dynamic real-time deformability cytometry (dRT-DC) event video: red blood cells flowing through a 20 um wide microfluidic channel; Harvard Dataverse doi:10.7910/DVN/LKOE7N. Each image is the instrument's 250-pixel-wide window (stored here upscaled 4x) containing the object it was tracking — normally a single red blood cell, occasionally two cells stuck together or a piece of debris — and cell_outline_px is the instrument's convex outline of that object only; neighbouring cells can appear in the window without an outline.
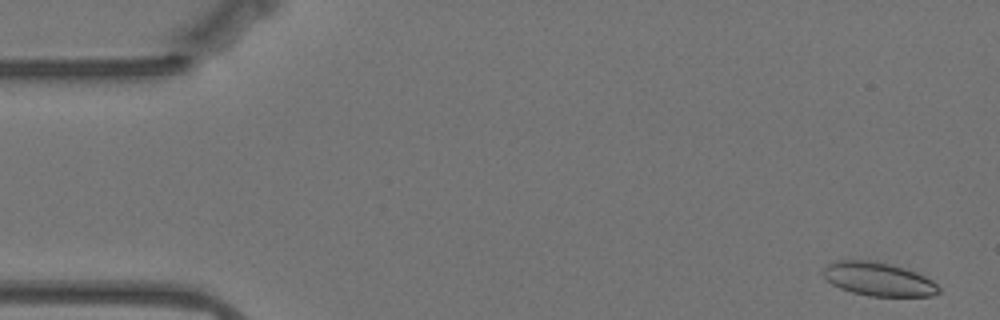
{"species": "Egyptian fruit bat (a non-hibernating species)", "species_latin": "Rousettus aegyptiacus", "temperature_condition": "warm", "stored_images_in_passage": 57, "camera_frame_rate_fps": 3000, "um_per_image_px": 0.085, "animal": {"sex": "female"}, "frame": {"image": 1, "passage_image": 2, "time_ms": 0.333, "image_size_px": [1000, 320], "cell_outline_px": [[940, 292], [932, 296], [868, 296], [852, 292], [840, 288], [832, 284], [820, 272], [828, 264], [836, 260], [868, 260], [888, 264], [904, 268], [924, 276], [932, 280], [940, 288]], "centroid_in_image_um": [74.64, 23.73], "position_along_channel_um": 10.4, "area_um2": 22.48}}
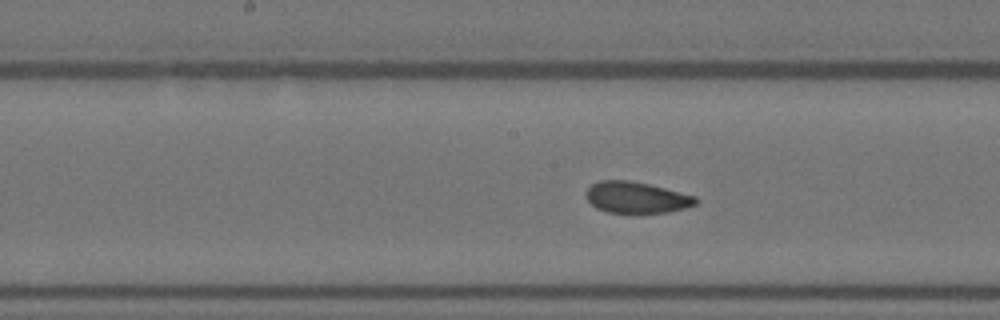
{"frame": {"image": 2, "passage_image": 28, "time_ms": 9.0, "image_size_px": [1000, 320], "cell_outline_px": [[700, 200], [696, 204], [684, 208], [668, 212], [608, 212], [596, 208], [588, 200], [588, 188], [592, 184], [600, 180], [628, 180], [648, 184], [696, 196]], "centroid_in_image_um": [54.13, 16.78], "position_along_channel_um": 194.1, "area_um2": 19.65}}
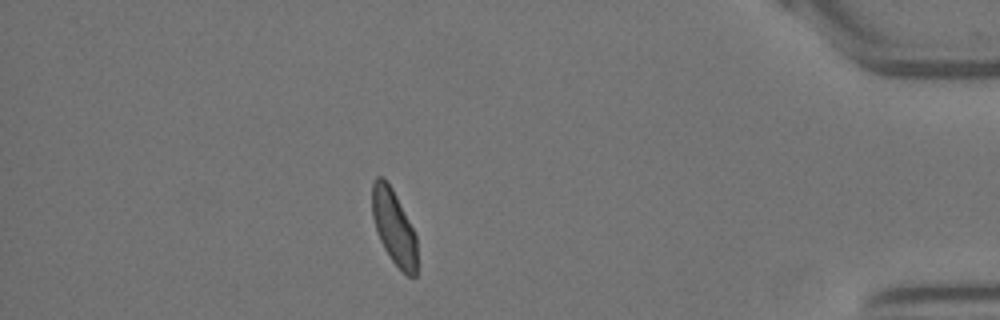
{"frame": {"image": 3, "passage_image": 50, "time_ms": 16.333, "image_size_px": [1000, 320], "cell_outline_px": [[416, 276], [408, 276], [392, 260], [384, 248], [380, 240], [372, 216], [372, 180], [376, 176], [380, 176], [392, 188], [416, 236]], "centroid_in_image_um": [33.46, 19.29], "position_along_channel_um": 401.7, "area_um2": 19.07}, "authors_computed_cell_mechanics": {"area_um2": 20.7502, "velocity_mm_per_s": 3.4757, "shape_relaxation_time_tau1_ms": 7.1742, "shape_relaxation_time_tau2_ms": 1.2701, "deformation_change_tau1": 0.1625, "deformation_change_tau2": 0.0594}}